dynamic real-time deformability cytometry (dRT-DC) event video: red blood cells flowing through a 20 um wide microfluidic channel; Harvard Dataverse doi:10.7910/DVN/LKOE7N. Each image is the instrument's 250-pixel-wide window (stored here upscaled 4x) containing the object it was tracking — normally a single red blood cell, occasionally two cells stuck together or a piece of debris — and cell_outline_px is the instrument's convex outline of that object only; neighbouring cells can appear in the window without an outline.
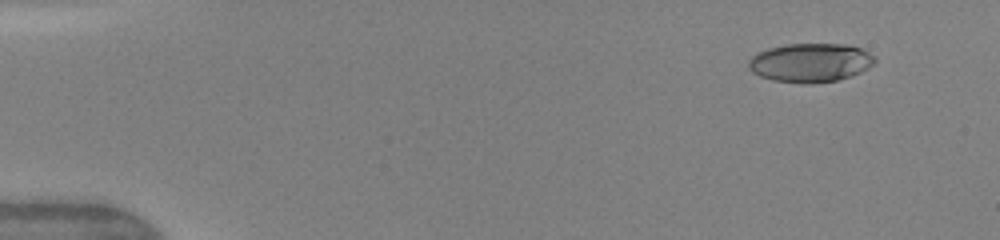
{"species": "human", "species_latin": "Homo sapiens", "temperature_condition": "warm", "stored_images_in_passage": 17, "camera_frame_rate_fps": 3000, "um_per_image_px": 0.085, "donor": {"sex": "female"}, "frame": {"image": 1, "passage_image": 5, "time_ms": 1.333, "image_size_px": [1000, 240], "cell_outline_px": [[876, 60], [868, 68], [852, 76], [836, 80], [812, 84], [800, 84], [772, 80], [760, 76], [752, 72], [748, 68], [748, 60], [756, 52], [768, 48], [788, 44], [844, 44], [860, 48], [876, 56]], "centroid_in_image_um": [68.86, 5.33], "position_along_channel_um": 16.1, "area_um2": 28.84}}